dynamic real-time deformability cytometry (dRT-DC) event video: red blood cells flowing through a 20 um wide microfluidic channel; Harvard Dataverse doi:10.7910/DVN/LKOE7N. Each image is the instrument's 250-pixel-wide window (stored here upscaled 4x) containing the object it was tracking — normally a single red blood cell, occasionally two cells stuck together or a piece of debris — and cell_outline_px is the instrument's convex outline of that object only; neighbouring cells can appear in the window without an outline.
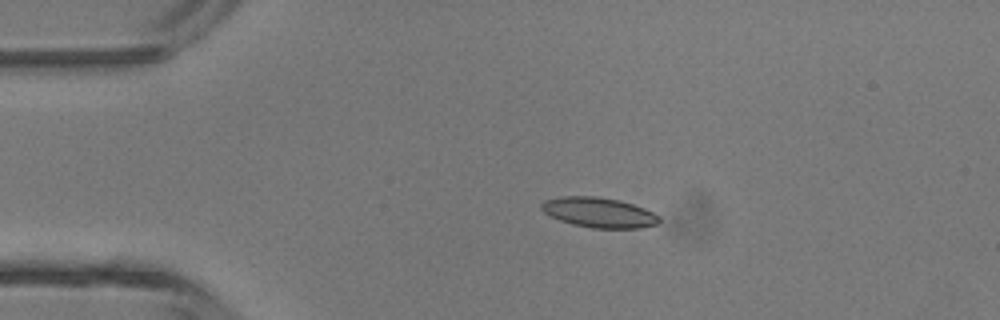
{"species": "common noctule bat (a hibernating species)", "species_latin": "Nyctalus noctula", "temperature_condition": "room temperature", "stored_images_in_passage": 4, "camera_frame_rate_fps": 3000, "um_per_image_px": 0.085, "animal": {"sex": "male", "body_mass_g": 13.3}, "frame": {"image": 1, "passage_image": 3, "time_ms": 2.333, "image_size_px": [1000, 320], "cell_outline_px": [[660, 220], [656, 224], [640, 228], [592, 228], [572, 224], [560, 220], [544, 212], [540, 208], [540, 204], [544, 200], [564, 196], [596, 196], [620, 200], [644, 208], [660, 216]], "centroid_in_image_um": [50.9, 18.06], "position_along_channel_um": 34.1, "area_um2": 20.58}}